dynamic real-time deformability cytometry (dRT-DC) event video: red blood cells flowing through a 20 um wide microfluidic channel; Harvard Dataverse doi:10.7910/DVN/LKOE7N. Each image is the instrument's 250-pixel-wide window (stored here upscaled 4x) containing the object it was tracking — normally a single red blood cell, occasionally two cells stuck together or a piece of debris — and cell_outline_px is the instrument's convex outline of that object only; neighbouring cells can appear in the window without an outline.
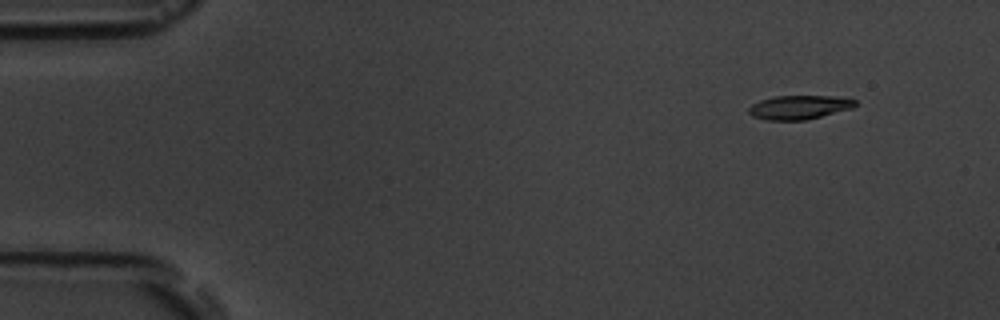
{"species": "common noctule bat (a hibernating species)", "species_latin": "Nyctalus noctula", "temperature_condition": "room temperature", "stored_images_in_passage": 5, "camera_frame_rate_fps": 3000, "um_per_image_px": 0.085, "animal": {"sex": "male", "body_mass_g": 19.5, "forearm_length_mm": 54.6}, "frame": {"image": 1, "passage_image": 2, "time_ms": 1.333, "image_size_px": [1000, 320], "cell_outline_px": [[856, 104], [852, 108], [804, 120], [768, 120], [752, 116], [748, 112], [748, 108], [752, 104], [760, 100], [772, 96], [836, 96], [856, 100]], "centroid_in_image_um": [67.89, 9.11], "position_along_channel_um": 17.1, "area_um2": 14.74}}